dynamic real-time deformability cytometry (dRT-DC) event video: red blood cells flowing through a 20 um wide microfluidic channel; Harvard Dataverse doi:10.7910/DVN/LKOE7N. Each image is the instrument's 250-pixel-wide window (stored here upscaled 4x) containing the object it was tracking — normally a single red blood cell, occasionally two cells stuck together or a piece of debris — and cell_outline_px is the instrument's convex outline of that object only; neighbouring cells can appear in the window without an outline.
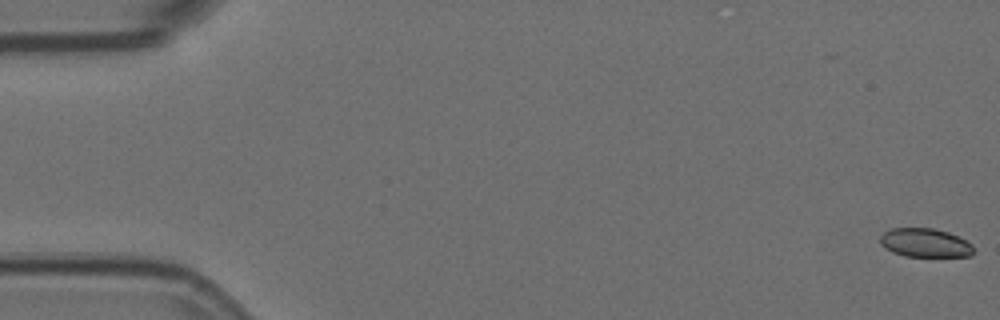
{"species": "Egyptian fruit bat (a non-hibernating species)", "species_latin": "Rousettus aegyptiacus", "temperature_condition": "room temperature", "stored_images_in_passage": 7, "camera_frame_rate_fps": 3000, "um_per_image_px": 0.085, "animal": {"sex": "female"}, "frame": {"image": 1, "passage_image": 1, "time_ms": 0.0, "image_size_px": [1000, 320], "cell_outline_px": [[972, 256], [904, 256], [892, 252], [884, 248], [880, 244], [880, 236], [884, 232], [892, 228], [932, 228], [948, 232], [968, 240], [972, 244]], "centroid_in_image_um": [78.62, 20.63], "position_along_channel_um": 6.4, "area_um2": 15.72}}
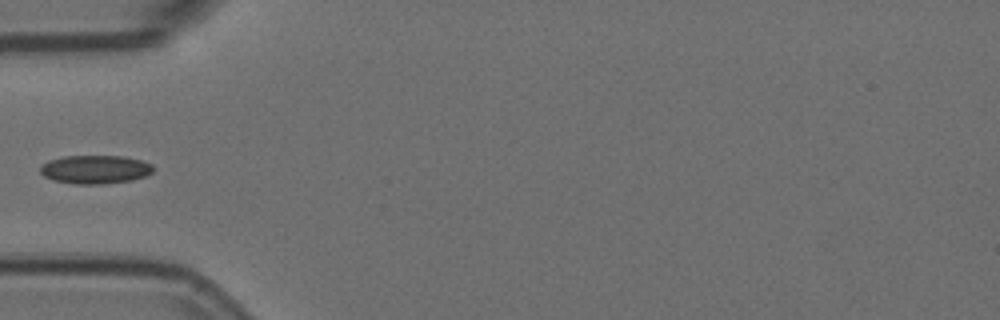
{"frame": {"image": 2, "passage_image": 6, "time_ms": 1.667, "image_size_px": [1000, 320], "cell_outline_px": [[156, 168], [152, 172], [144, 176], [132, 180], [104, 184], [76, 184], [52, 180], [44, 176], [40, 172], [40, 168], [48, 160], [64, 156], [124, 156], [140, 160], [152, 164]], "centroid_in_image_um": [8.1, 14.4], "position_along_channel_um": 76.9, "area_um2": 18.84}}
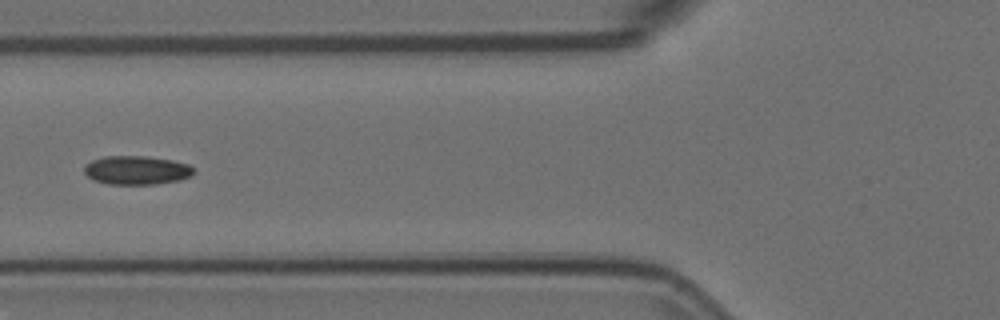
{"frame": {"image": 3, "passage_image": 7, "time_ms": 2.0, "image_size_px": [1000, 320], "cell_outline_px": [[196, 172], [180, 180], [156, 184], [108, 184], [92, 180], [84, 172], [84, 164], [92, 160], [104, 156], [144, 156], [172, 160], [188, 164], [196, 168]], "centroid_in_image_um": [11.6, 14.46], "position_along_channel_um": 114.2, "area_um2": 18.5}}